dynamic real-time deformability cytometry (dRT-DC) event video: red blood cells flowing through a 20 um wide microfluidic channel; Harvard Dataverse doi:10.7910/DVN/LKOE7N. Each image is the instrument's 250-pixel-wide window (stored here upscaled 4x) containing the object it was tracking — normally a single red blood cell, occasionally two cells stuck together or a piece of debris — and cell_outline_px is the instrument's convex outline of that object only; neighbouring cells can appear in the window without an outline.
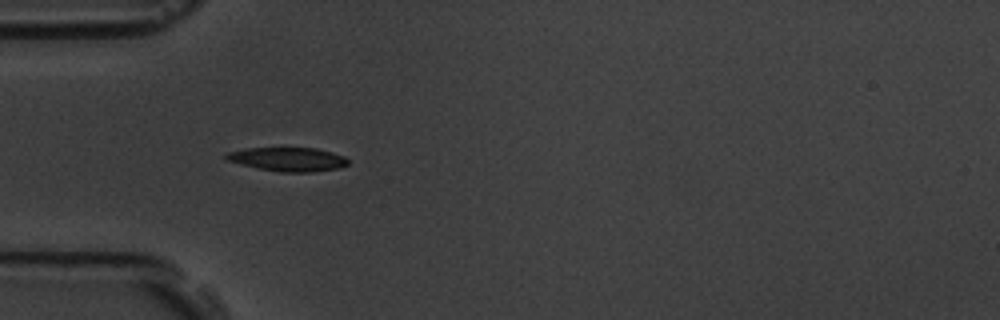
{"species": "common noctule bat (a hibernating species)", "species_latin": "Nyctalus noctula", "temperature_condition": "room temperature", "stored_images_in_passage": 16, "camera_frame_rate_fps": 3000, "um_per_image_px": 0.085, "animal": {"sex": "male", "body_mass_g": 19.5, "forearm_length_mm": 54.6}, "frame": {"image": 1, "passage_image": 5, "time_ms": 4.333, "image_size_px": [1000, 320], "cell_outline_px": [[348, 164], [340, 168], [312, 172], [280, 172], [260, 168], [224, 160], [224, 156], [228, 152], [244, 148], [316, 148], [332, 152], [344, 156], [348, 160]], "centroid_in_image_um": [24.48, 13.53], "position_along_channel_um": 60.5, "area_um2": 16.94}}
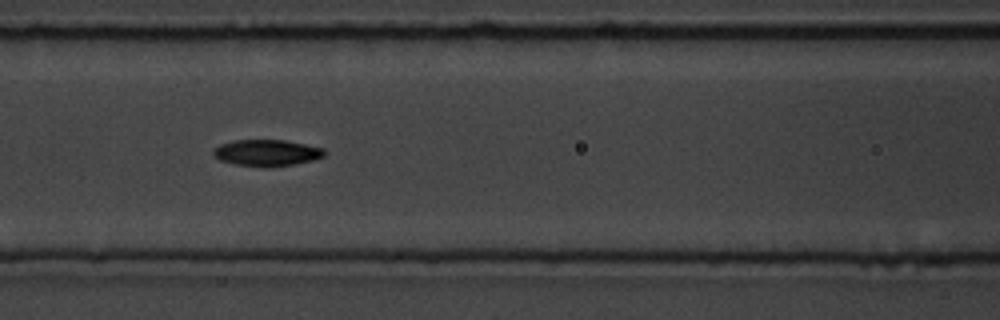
{"frame": {"image": 2, "passage_image": 7, "time_ms": 6.667, "image_size_px": [1000, 320], "cell_outline_px": [[324, 156], [312, 160], [296, 164], [272, 168], [264, 168], [236, 164], [220, 160], [212, 152], [220, 144], [232, 140], [284, 140], [324, 148]], "centroid_in_image_um": [22.68, 13.0], "position_along_channel_um": 143.9, "area_um2": 17.17}}
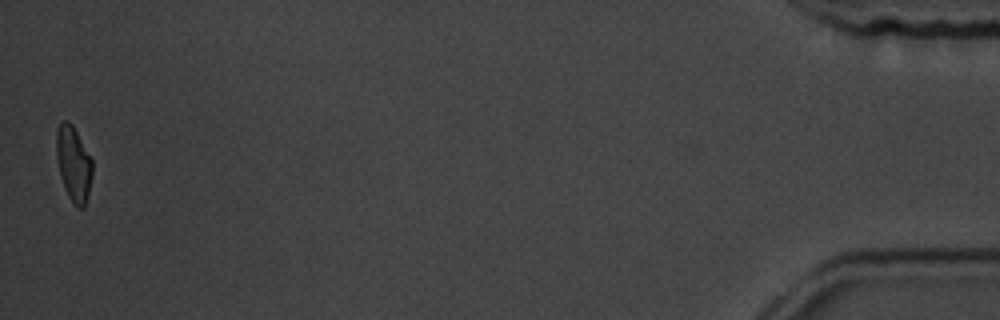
{"frame": {"image": 3, "passage_image": 16, "time_ms": 17.0, "image_size_px": [1000, 320], "cell_outline_px": [[92, 176], [84, 208], [76, 208], [68, 196], [64, 188], [60, 176], [56, 156], [56, 132], [60, 124], [64, 120], [68, 120], [72, 124], [92, 160]], "centroid_in_image_um": [6.24, 13.94], "position_along_channel_um": 429.0, "area_um2": 15.66}, "authors_computed_cell_mechanics": {"area_um2": 16.5597, "velocity_mm_per_s": 3.6769, "shape_relaxation_time_tau1_ms": 2.9307, "shape_relaxation_time_tau2_ms": null, "deformation_change_tau1": 0.1106, "deformation_change_tau2": null}}